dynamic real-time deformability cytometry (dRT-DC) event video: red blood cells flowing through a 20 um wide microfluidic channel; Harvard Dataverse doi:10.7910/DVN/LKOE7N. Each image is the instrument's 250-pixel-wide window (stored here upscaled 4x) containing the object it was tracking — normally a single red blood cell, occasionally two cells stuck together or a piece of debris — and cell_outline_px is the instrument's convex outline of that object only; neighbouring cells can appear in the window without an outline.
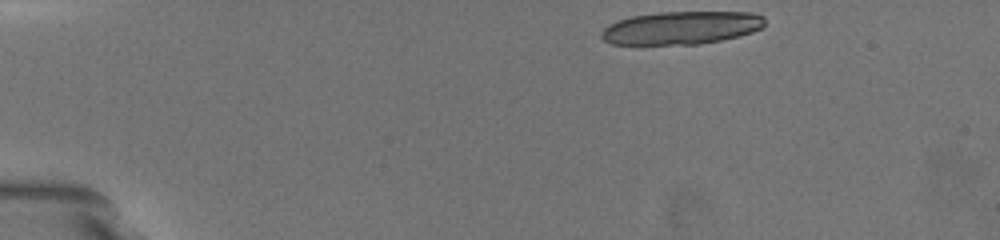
{"species": "common noctule bat (a hibernating species)", "species_latin": "Nyctalus noctula", "temperature_condition": "warm", "stored_images_in_passage": 13, "camera_frame_rate_fps": 3000, "um_per_image_px": 0.085, "animal": {"sex": "female", "body_mass_g": 19.5, "forearm_length_mm": 54.1}, "frame": {"image": 1, "passage_image": 1, "time_ms": 0.0, "image_size_px": [1000, 240], "cell_outline_px": [[764, 24], [760, 28], [752, 32], [720, 40], [700, 44], [612, 44], [604, 40], [600, 36], [600, 32], [604, 28], [620, 20], [632, 16], [660, 12], [752, 12], [764, 16]], "centroid_in_image_um": [57.91, 2.36], "position_along_channel_um": 27.1, "area_um2": 31.15}}